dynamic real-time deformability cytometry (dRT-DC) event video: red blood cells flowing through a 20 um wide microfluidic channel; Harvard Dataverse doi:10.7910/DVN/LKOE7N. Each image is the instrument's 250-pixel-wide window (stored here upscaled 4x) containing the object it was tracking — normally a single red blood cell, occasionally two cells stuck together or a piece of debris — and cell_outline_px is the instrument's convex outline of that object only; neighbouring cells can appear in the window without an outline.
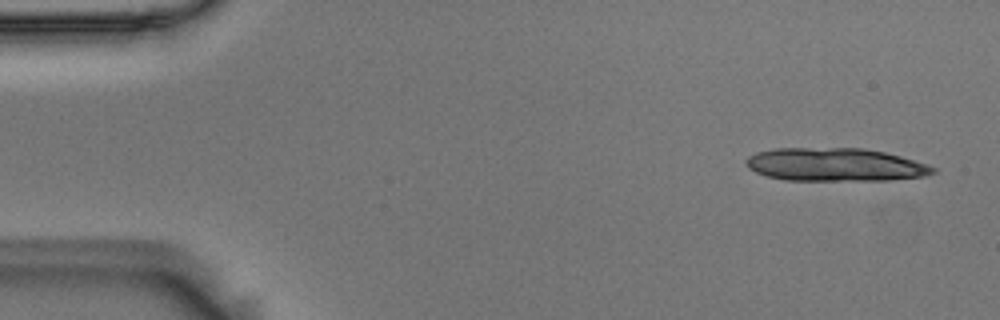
{"species": "Egyptian fruit bat (a non-hibernating species)", "species_latin": "Rousettus aegyptiacus", "temperature_condition": "room temperature", "stored_images_in_passage": 14, "camera_frame_rate_fps": 3000, "um_per_image_px": 0.085, "animal": {"sex": "male"}, "frame": {"image": 1, "passage_image": 2, "time_ms": 0.333, "image_size_px": [1000, 320], "cell_outline_px": [[936, 172], [924, 176], [888, 180], [784, 180], [768, 176], [756, 172], [748, 168], [744, 164], [744, 160], [748, 156], [756, 152], [776, 148], [864, 148], [884, 152], [900, 156], [928, 164], [936, 168]], "centroid_in_image_um": [70.96, 13.99], "position_along_channel_um": 14.0, "area_um2": 36.24}}